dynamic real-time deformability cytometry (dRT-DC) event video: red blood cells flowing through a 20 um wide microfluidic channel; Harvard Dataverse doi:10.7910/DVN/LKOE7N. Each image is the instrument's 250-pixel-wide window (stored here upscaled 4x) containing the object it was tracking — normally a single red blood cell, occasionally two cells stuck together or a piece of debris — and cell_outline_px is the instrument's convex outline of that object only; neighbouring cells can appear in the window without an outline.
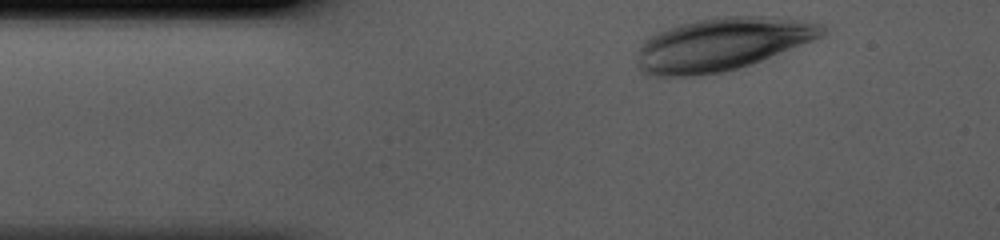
{"species": "human", "species_latin": "Homo sapiens", "temperature_condition": "cold", "stored_images_in_passage": 32, "camera_frame_rate_fps": 3000, "um_per_image_px": 0.085, "donor": {"sex": "male"}, "frame": {"image": 1, "passage_image": 1, "time_ms": 0.0, "image_size_px": [1000, 240], "cell_outline_px": [[824, 32], [820, 36], [812, 40], [760, 60], [736, 68], [720, 72], [696, 76], [644, 76], [636, 68], [636, 60], [640, 44], [648, 36], [668, 28], [680, 24], [696, 20], [716, 16], [764, 16], [824, 24]], "centroid_in_image_um": [61.22, 3.77], "position_along_channel_um": 23.8, "area_um2": 56.64}}
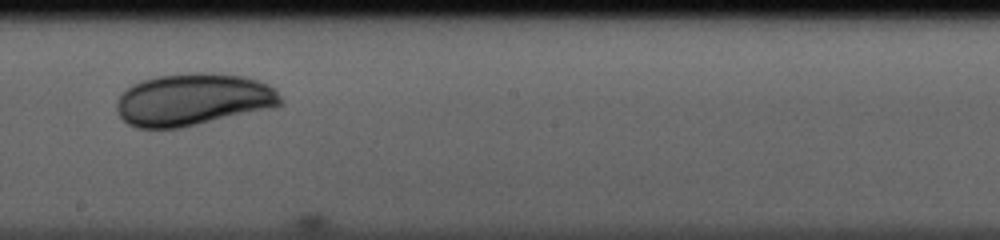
{"frame": {"image": 2, "passage_image": 19, "time_ms": 6.0, "image_size_px": [1000, 240], "cell_outline_px": [[284, 100], [276, 108], [180, 128], [136, 128], [128, 124], [120, 116], [116, 108], [116, 100], [132, 84], [140, 80], [160, 76], [196, 72], [212, 72], [248, 76], [268, 84], [276, 88]], "centroid_in_image_um": [16.48, 8.46], "position_along_channel_um": 231.7, "area_um2": 50.58}}
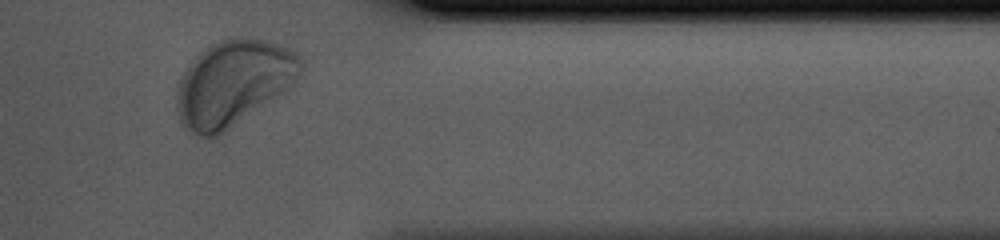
{"frame": {"image": 3, "passage_image": 31, "time_ms": 10.0, "image_size_px": [1000, 240], "cell_outline_px": [[304, 64], [300, 76], [292, 88], [220, 136], [208, 140], [184, 128], [180, 124], [176, 108], [176, 92], [180, 80], [188, 64], [200, 52], [212, 44], [220, 40], [232, 36], [248, 36], [268, 40], [280, 44], [296, 52], [304, 60]], "centroid_in_image_um": [19.87, 7.07], "position_along_channel_um": 391.5, "area_um2": 63.58}}